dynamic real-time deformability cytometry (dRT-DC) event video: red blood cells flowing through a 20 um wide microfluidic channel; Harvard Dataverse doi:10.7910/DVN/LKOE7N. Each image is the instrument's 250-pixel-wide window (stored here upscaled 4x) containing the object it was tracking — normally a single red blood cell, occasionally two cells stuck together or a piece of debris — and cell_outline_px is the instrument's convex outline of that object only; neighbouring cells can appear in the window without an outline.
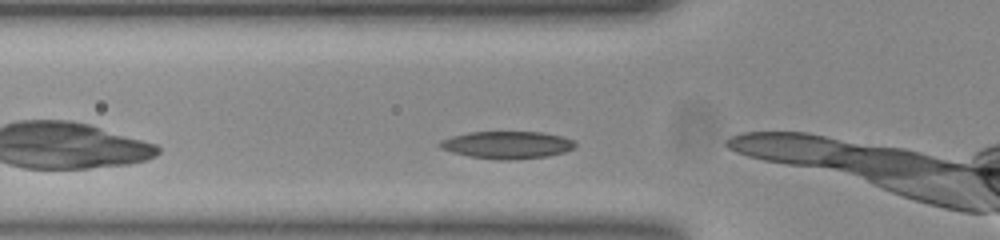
{"species": "common noctule bat (a hibernating species)", "species_latin": "Nyctalus noctula", "temperature_condition": "room temperature", "stored_images_in_passage": 10, "camera_frame_rate_fps": 3000, "um_per_image_px": 0.085, "animal": {"sex": "female", "body_mass_g": 23.0, "forearm_length_mm": 53.4}, "frame": {"image": 1, "passage_image": 2, "time_ms": 0.333, "image_size_px": [1000, 240], "cell_outline_px": [[576, 144], [572, 148], [564, 152], [548, 156], [508, 160], [500, 160], [472, 156], [452, 152], [440, 148], [436, 144], [440, 140], [452, 136], [468, 132], [540, 132], [560, 136], [576, 140]], "centroid_in_image_um": [43.08, 12.31], "position_along_channel_um": 82.7, "area_um2": 21.5}}